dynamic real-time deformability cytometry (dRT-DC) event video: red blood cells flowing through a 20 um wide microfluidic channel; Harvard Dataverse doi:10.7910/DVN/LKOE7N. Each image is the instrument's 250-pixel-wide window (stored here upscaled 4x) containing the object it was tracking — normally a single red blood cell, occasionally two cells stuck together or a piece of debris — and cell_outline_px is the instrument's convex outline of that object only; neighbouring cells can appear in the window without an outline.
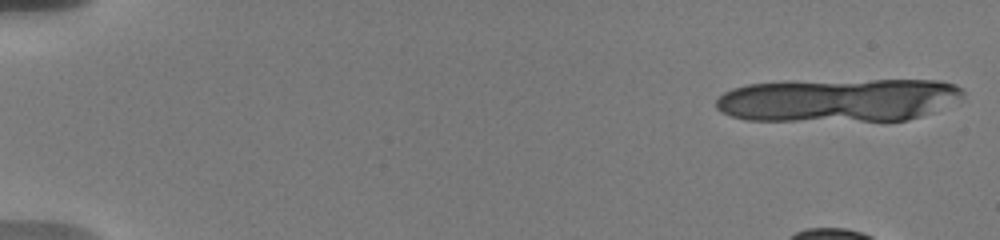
{"species": "human", "species_latin": "Homo sapiens", "temperature_condition": "warm", "stored_images_in_passage": 18, "camera_frame_rate_fps": 3000, "um_per_image_px": 0.085, "donor": {"sex": "male"}, "frame": {"image": 1, "passage_image": 1, "time_ms": 0.0, "image_size_px": [1000, 240], "cell_outline_px": [[964, 96], [932, 112], [908, 120], [744, 120], [720, 112], [716, 108], [716, 100], [724, 92], [732, 88], [748, 84], [784, 80], [940, 80], [956, 84], [964, 92]], "centroid_in_image_um": [71.2, 8.48], "position_along_channel_um": 13.8, "area_um2": 62.89}}